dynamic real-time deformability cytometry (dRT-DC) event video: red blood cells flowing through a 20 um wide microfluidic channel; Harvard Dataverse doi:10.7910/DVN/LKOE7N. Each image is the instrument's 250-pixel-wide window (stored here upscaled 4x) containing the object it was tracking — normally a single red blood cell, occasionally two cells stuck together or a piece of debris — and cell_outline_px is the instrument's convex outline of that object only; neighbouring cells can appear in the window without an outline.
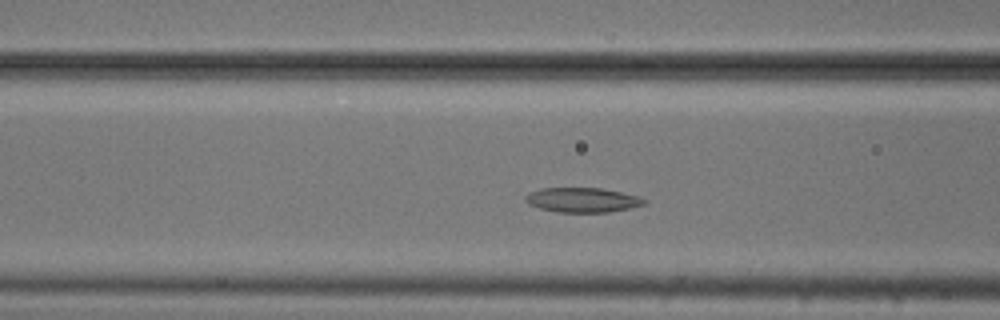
{"species": "common noctule bat (a hibernating species)", "species_latin": "Nyctalus noctula", "temperature_condition": "cold", "stored_images_in_passage": 40, "camera_frame_rate_fps": 3000, "um_per_image_px": 0.085, "animal": {"sex": "male", "body_mass_g": 20.5, "forearm_length_mm": 52.5}, "frame": {"image": 1, "passage_image": 6, "time_ms": 1.667, "image_size_px": [1000, 320], "cell_outline_px": [[648, 200], [644, 204], [628, 208], [608, 212], [556, 212], [540, 208], [528, 204], [524, 200], [524, 196], [528, 192], [540, 188], [600, 188], [640, 196]], "centroid_in_image_um": [49.46, 16.99], "position_along_channel_um": 117.1, "area_um2": 17.11}}
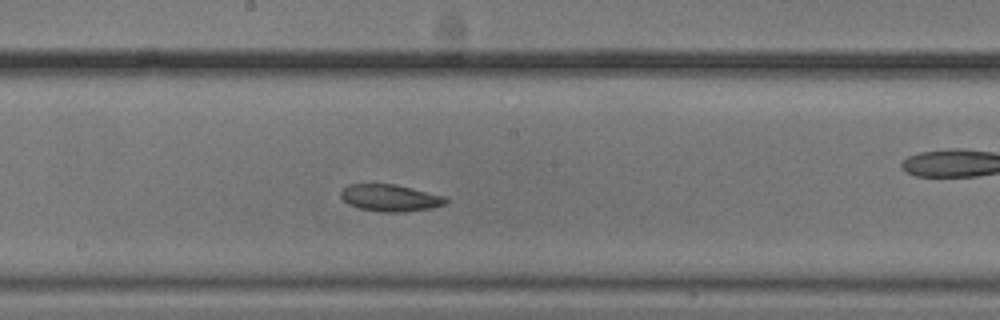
{"frame": {"image": 2, "passage_image": 14, "time_ms": 4.333, "image_size_px": [1000, 320], "cell_outline_px": [[448, 200], [444, 204], [432, 208], [404, 212], [384, 212], [356, 208], [348, 204], [340, 196], [340, 192], [348, 184], [396, 184], [448, 196]], "centroid_in_image_um": [33.19, 16.82], "position_along_channel_um": 215.0, "area_um2": 16.7}}
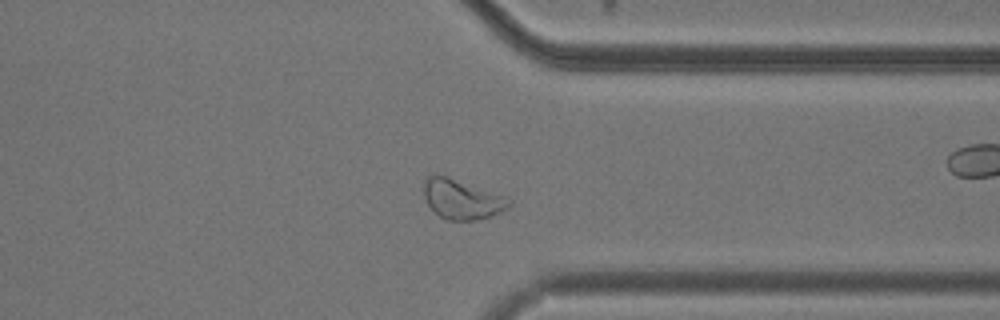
{"frame": {"image": 3, "passage_image": 27, "time_ms": 8.667, "image_size_px": [1000, 320], "cell_outline_px": [[512, 204], [508, 208], [492, 216], [472, 220], [448, 220], [440, 216], [428, 204], [424, 196], [424, 180], [428, 176], [444, 176], [504, 196], [512, 200]], "centroid_in_image_um": [39.28, 16.96], "position_along_channel_um": 372.1, "area_um2": 19.13}, "authors_computed_cell_mechanics": {"area_um2": 17.629, "velocity_mm_per_s": 3.6691, "shape_relaxation_time_tau1_ms": 5.1365, "shape_relaxation_time_tau2_ms": 1.7937, "deformation_change_tau1": 0.1096, "deformation_change_tau2": 0.0718}}